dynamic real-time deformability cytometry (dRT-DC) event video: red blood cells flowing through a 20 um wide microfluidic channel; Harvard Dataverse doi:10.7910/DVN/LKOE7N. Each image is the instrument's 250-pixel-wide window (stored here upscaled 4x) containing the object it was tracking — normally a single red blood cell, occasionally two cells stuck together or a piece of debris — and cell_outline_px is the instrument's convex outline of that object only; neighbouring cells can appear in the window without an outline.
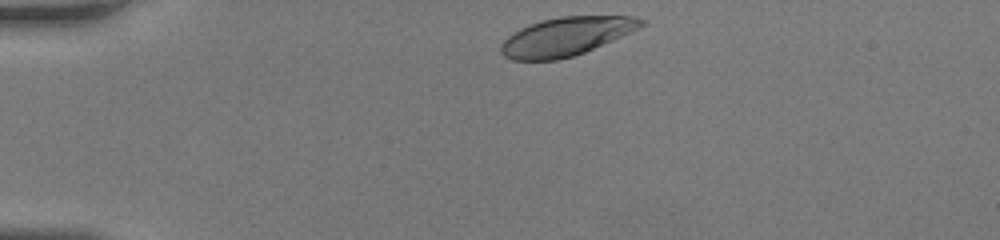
{"species": "human", "species_latin": "Homo sapiens", "temperature_condition": "room temperature", "stored_images_in_passage": 30, "camera_frame_rate_fps": 3000, "um_per_image_px": 0.085, "donor": {"sex": "female"}, "frame": {"image": 1, "passage_image": 1, "time_ms": 0.0, "image_size_px": [1000, 240], "cell_outline_px": [[648, 24], [612, 40], [584, 52], [572, 56], [556, 60], [512, 60], [504, 56], [500, 52], [500, 44], [508, 36], [520, 28], [544, 20], [560, 16], [636, 16], [648, 20]], "centroid_in_image_um": [48.14, 3.09], "position_along_channel_um": 36.9, "area_um2": 31.33}}
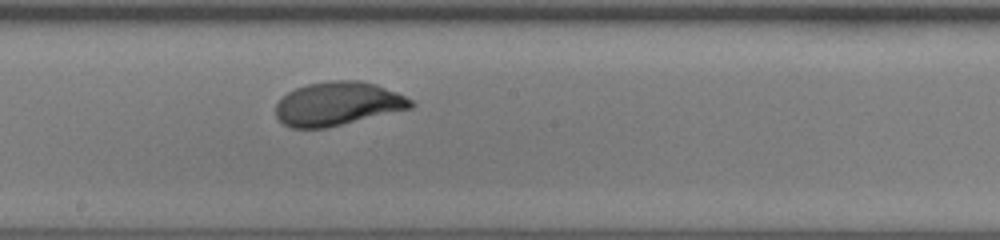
{"frame": {"image": 2, "passage_image": 17, "time_ms": 5.333, "image_size_px": [1000, 240], "cell_outline_px": [[416, 104], [412, 108], [324, 128], [292, 128], [284, 124], [276, 116], [276, 104], [288, 92], [296, 88], [308, 84], [328, 80], [360, 80], [376, 84], [396, 92], [412, 100]], "centroid_in_image_um": [28.71, 8.81], "position_along_channel_um": 219.5, "area_um2": 34.16}}
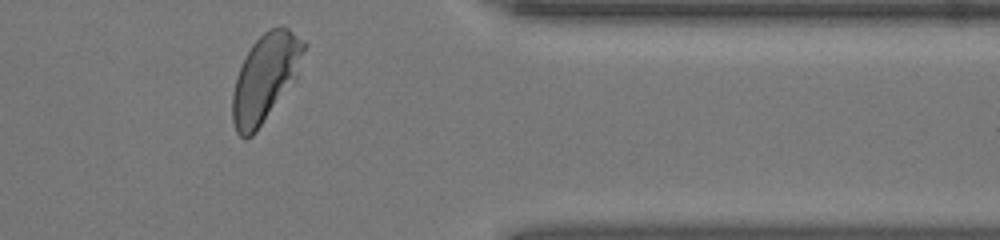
{"frame": {"image": 3, "passage_image": 29, "time_ms": 9.333, "image_size_px": [1000, 240], "cell_outline_px": [[308, 44], [296, 80], [256, 132], [252, 136], [244, 140], [236, 132], [232, 120], [232, 92], [236, 76], [252, 44], [264, 32], [272, 28], [288, 28], [304, 40]], "centroid_in_image_um": [22.57, 6.64], "position_along_channel_um": 388.8, "area_um2": 36.59}}